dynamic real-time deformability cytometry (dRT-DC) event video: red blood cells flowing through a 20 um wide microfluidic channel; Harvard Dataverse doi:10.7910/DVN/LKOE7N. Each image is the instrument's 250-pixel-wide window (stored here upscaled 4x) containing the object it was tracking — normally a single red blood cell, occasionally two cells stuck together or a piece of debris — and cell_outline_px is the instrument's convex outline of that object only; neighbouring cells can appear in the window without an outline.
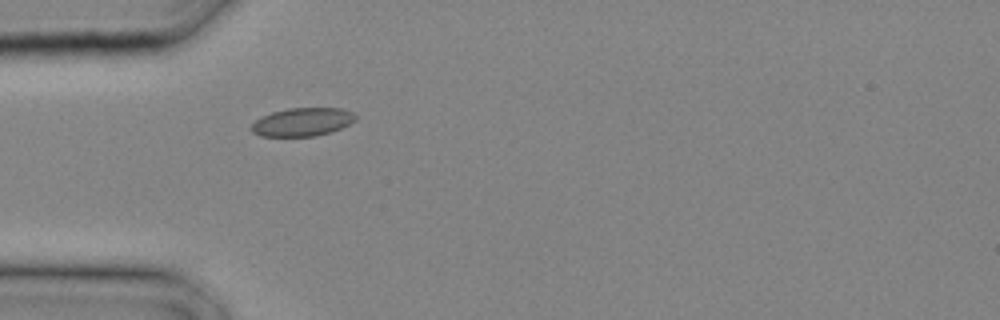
{"species": "common noctule bat (a hibernating species)", "species_latin": "Nyctalus noctula", "temperature_condition": "cold", "stored_images_in_passage": 17, "camera_frame_rate_fps": 3000, "um_per_image_px": 0.085, "animal": {"sex": "male", "body_mass_g": 20.4}, "frame": {"image": 1, "passage_image": 8, "time_ms": 2.333, "image_size_px": [1000, 320], "cell_outline_px": [[356, 120], [332, 132], [316, 136], [260, 136], [252, 132], [252, 124], [256, 120], [272, 112], [288, 108], [340, 108], [352, 112], [356, 116]], "centroid_in_image_um": [25.72, 10.37], "position_along_channel_um": 59.3, "area_um2": 17.05}}
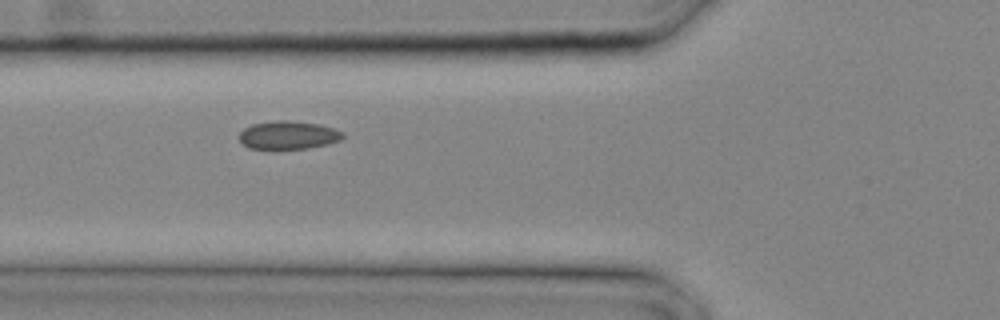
{"frame": {"image": 2, "passage_image": 10, "time_ms": 3.0, "image_size_px": [1000, 320], "cell_outline_px": [[344, 136], [340, 140], [328, 144], [308, 148], [248, 148], [240, 140], [240, 132], [244, 128], [252, 124], [276, 120], [288, 120], [320, 124], [344, 132]], "centroid_in_image_um": [24.52, 11.47], "position_along_channel_um": 101.3, "area_um2": 16.88}}
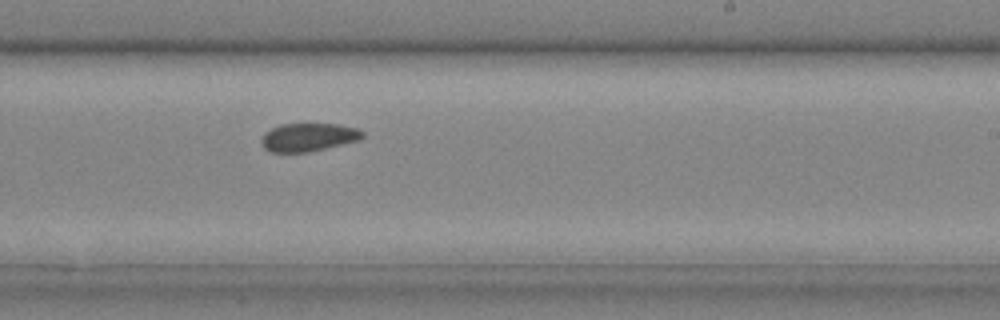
{"frame": {"image": 3, "passage_image": 17, "time_ms": 5.333, "image_size_px": [1000, 320], "cell_outline_px": [[364, 136], [360, 140], [308, 152], [272, 152], [264, 148], [260, 140], [264, 132], [280, 124], [336, 124], [356, 128], [364, 132]], "centroid_in_image_um": [26.2, 11.66], "position_along_channel_um": 262.8, "area_um2": 16.59}}